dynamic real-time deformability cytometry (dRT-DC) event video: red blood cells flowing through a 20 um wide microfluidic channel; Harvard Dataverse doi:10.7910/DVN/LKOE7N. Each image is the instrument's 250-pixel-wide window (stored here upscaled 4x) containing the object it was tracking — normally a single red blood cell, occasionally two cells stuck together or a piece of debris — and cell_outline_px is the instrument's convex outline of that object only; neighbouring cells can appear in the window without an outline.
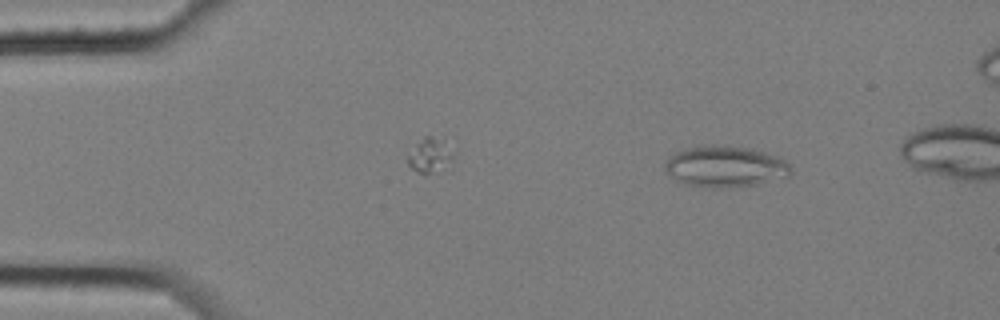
{"species": "common noctule bat (a hibernating species)", "species_latin": "Nyctalus noctula", "temperature_condition": "cold", "stored_images_in_passage": 6, "camera_frame_rate_fps": 3000, "um_per_image_px": 0.085, "animal": {"sex": "female", "body_mass_g": 25.1}, "frame": {"image": 1, "passage_image": 2, "time_ms": 0.333, "image_size_px": [1000, 320], "cell_outline_px": [[792, 172], [788, 176], [756, 184], [728, 188], [712, 188], [684, 184], [676, 180], [664, 168], [664, 164], [676, 152], [684, 148], [696, 144], [716, 144], [752, 148], [780, 156], [792, 168]], "centroid_in_image_um": [61.65, 14.13], "position_along_channel_um": 23.4, "area_um2": 30.63}}